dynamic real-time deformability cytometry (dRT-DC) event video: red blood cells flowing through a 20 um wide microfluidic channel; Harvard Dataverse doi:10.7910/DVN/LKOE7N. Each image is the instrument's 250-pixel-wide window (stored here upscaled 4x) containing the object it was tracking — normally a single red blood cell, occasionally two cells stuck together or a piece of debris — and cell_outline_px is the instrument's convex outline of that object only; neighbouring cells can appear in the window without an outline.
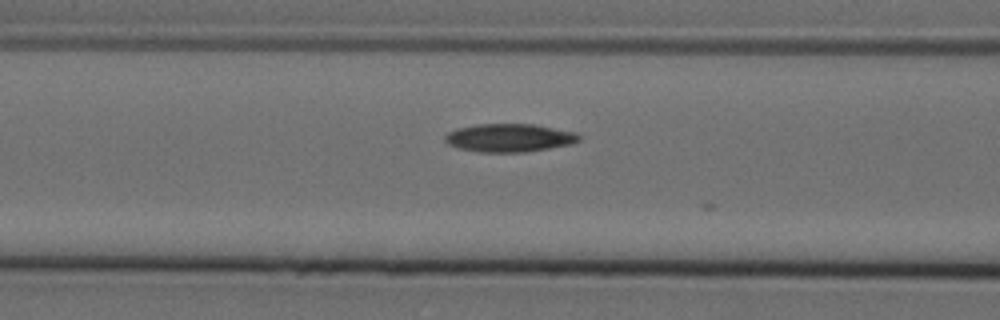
{"species": "Egyptian fruit bat (a non-hibernating species)", "species_latin": "Rousettus aegyptiacus", "temperature_condition": "cold", "stored_images_in_passage": 6, "camera_frame_rate_fps": 3000, "um_per_image_px": 0.085, "animal": {"sex": "female"}, "frame": {"image": 1, "passage_image": 5, "time_ms": 1.333, "image_size_px": [1000, 320], "cell_outline_px": [[580, 140], [572, 144], [524, 152], [480, 152], [460, 148], [448, 144], [444, 140], [444, 136], [448, 132], [456, 128], [476, 124], [532, 124], [576, 132], [580, 136]], "centroid_in_image_um": [43.28, 11.71], "position_along_channel_um": 123.3, "area_um2": 21.96}}